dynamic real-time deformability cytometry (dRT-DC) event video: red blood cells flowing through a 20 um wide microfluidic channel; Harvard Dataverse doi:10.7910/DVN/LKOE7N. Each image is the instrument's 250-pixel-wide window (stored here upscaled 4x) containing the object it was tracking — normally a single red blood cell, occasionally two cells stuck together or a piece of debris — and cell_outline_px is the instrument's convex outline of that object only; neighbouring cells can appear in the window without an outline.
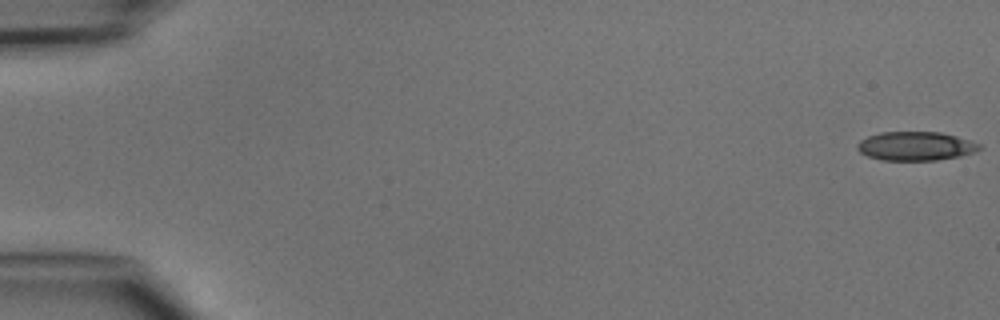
{"species": "common noctule bat (a hibernating species)", "species_latin": "Nyctalus noctula", "temperature_condition": "cold", "stored_images_in_passage": 4, "camera_frame_rate_fps": 3000, "um_per_image_px": 0.085, "animal": {"sex": "male", "body_mass_g": 15.6}, "frame": {"image": 1, "passage_image": 1, "time_ms": 0.0, "image_size_px": [1000, 320], "cell_outline_px": [[984, 144], [976, 152], [960, 156], [936, 160], [880, 160], [868, 156], [860, 152], [856, 148], [856, 144], [860, 140], [868, 136], [880, 132], [940, 132], [956, 136]], "centroid_in_image_um": [77.84, 12.42], "position_along_channel_um": 7.2, "area_um2": 20.69}}
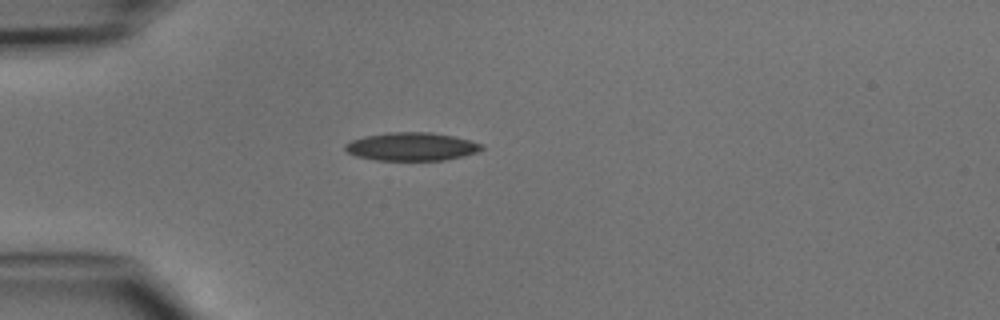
{"frame": {"image": 2, "passage_image": 4, "time_ms": 4.333, "image_size_px": [1000, 320], "cell_outline_px": [[484, 148], [476, 152], [464, 156], [444, 160], [376, 160], [356, 156], [348, 152], [344, 148], [344, 144], [352, 140], [364, 136], [388, 132], [432, 132], [452, 136], [484, 144]], "centroid_in_image_um": [34.98, 12.46], "position_along_channel_um": 50.0, "area_um2": 22.43}}